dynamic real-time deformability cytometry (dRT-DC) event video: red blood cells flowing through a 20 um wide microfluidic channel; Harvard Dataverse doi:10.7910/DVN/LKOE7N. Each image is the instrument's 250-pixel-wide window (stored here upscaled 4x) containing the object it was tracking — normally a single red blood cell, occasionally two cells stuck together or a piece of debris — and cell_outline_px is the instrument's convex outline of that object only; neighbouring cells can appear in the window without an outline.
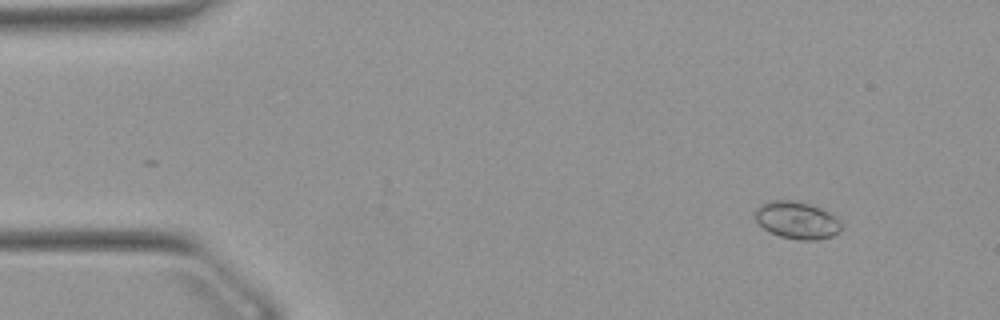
{"species": "Egyptian fruit bat (a non-hibernating species)", "species_latin": "Rousettus aegyptiacus", "temperature_condition": "warm", "stored_images_in_passage": 53, "camera_frame_rate_fps": 3000, "um_per_image_px": 0.085, "animal": {"sex": "female"}, "frame": {"image": 1, "passage_image": 6, "time_ms": 1.667, "image_size_px": [1000, 320], "cell_outline_px": [[840, 232], [832, 236], [816, 240], [800, 240], [780, 236], [768, 232], [752, 216], [752, 212], [760, 204], [768, 200], [796, 200], [812, 204], [836, 216], [840, 220]], "centroid_in_image_um": [67.7, 18.7], "position_along_channel_um": 17.3, "area_um2": 19.13}}
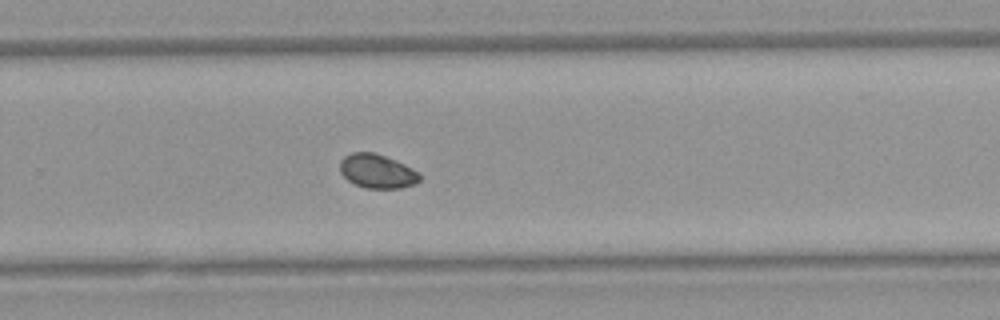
{"frame": {"image": 2, "passage_image": 35, "time_ms": 11.333, "image_size_px": [1000, 320], "cell_outline_px": [[420, 180], [416, 184], [400, 188], [364, 188], [348, 180], [340, 172], [340, 160], [344, 156], [352, 152], [372, 152], [396, 160], [420, 172]], "centroid_in_image_um": [32.07, 14.55], "position_along_channel_um": 297.7, "area_um2": 15.84}}
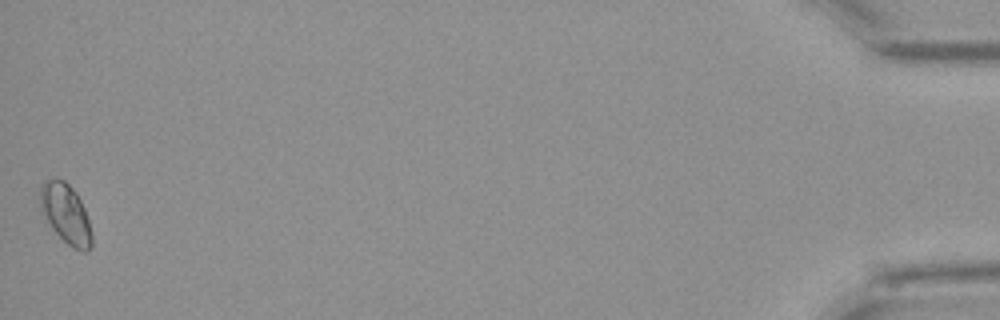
{"frame": {"image": 3, "passage_image": 53, "time_ms": 17.333, "image_size_px": [1000, 320], "cell_outline_px": [[92, 248], [88, 252], [80, 252], [72, 248], [52, 228], [40, 208], [40, 184], [44, 180], [64, 180], [76, 192], [84, 208], [92, 232]], "centroid_in_image_um": [5.61, 18.2], "position_along_channel_um": 429.6, "area_um2": 17.86}}